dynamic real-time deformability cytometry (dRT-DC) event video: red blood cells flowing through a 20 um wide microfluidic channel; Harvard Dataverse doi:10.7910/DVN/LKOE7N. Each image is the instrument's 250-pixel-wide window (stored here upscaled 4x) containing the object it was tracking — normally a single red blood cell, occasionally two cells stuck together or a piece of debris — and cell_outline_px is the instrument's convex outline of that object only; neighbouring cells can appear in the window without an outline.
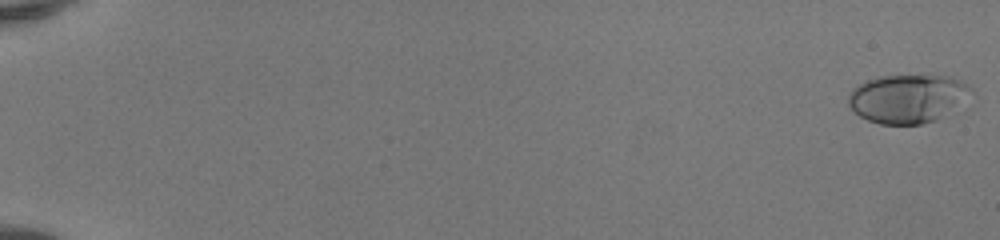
{"species": "human", "species_latin": "Homo sapiens", "temperature_condition": "room temperature", "stored_images_in_passage": 52, "camera_frame_rate_fps": 3000, "um_per_image_px": 0.085, "donor": {"sex": "female"}, "frame": {"image": 1, "passage_image": 1, "time_ms": 0.0, "image_size_px": [1000, 240], "cell_outline_px": [[976, 92], [936, 120], [920, 124], [880, 124], [868, 120], [860, 116], [848, 104], [848, 96], [860, 84], [868, 80], [884, 76], [948, 76], [960, 80], [968, 84]], "centroid_in_image_um": [77.18, 8.38], "position_along_channel_um": 7.8, "area_um2": 34.22}}
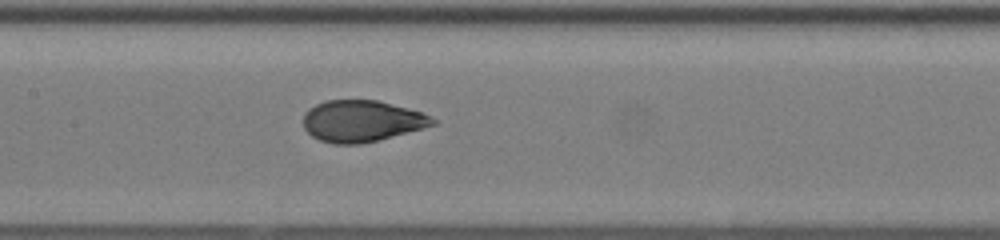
{"frame": {"image": 2, "passage_image": 28, "time_ms": 9.0, "image_size_px": [1000, 240], "cell_outline_px": [[436, 124], [424, 128], [360, 144], [332, 144], [320, 140], [312, 136], [304, 128], [304, 112], [308, 108], [324, 100], [376, 100], [408, 108], [432, 116], [436, 120]], "centroid_in_image_um": [30.73, 10.28], "position_along_channel_um": 176.7, "area_um2": 31.21}}
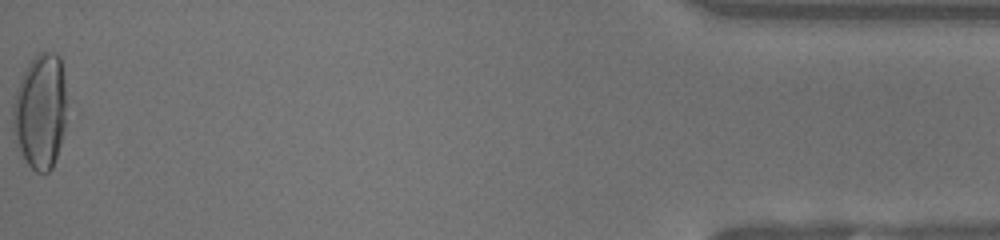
{"frame": {"image": 3, "passage_image": 52, "time_ms": 17.0, "image_size_px": [1000, 240], "cell_outline_px": [[80, 116], [52, 168], [48, 172], [36, 172], [28, 164], [12, 140], [12, 104], [16, 88], [28, 64], [40, 52], [56, 52], [60, 56], [80, 108]], "centroid_in_image_um": [3.72, 9.47], "position_along_channel_um": 431.5, "area_um2": 42.02}, "authors_computed_cell_mechanics": {"area_um2": 32.0212, "velocity_mm_per_s": 4.1865, "shape_relaxation_time_tau1_ms": 6.0544, "shape_relaxation_time_tau2_ms": null, "deformation_change_tau1": 0.2546, "deformation_change_tau2": null}}